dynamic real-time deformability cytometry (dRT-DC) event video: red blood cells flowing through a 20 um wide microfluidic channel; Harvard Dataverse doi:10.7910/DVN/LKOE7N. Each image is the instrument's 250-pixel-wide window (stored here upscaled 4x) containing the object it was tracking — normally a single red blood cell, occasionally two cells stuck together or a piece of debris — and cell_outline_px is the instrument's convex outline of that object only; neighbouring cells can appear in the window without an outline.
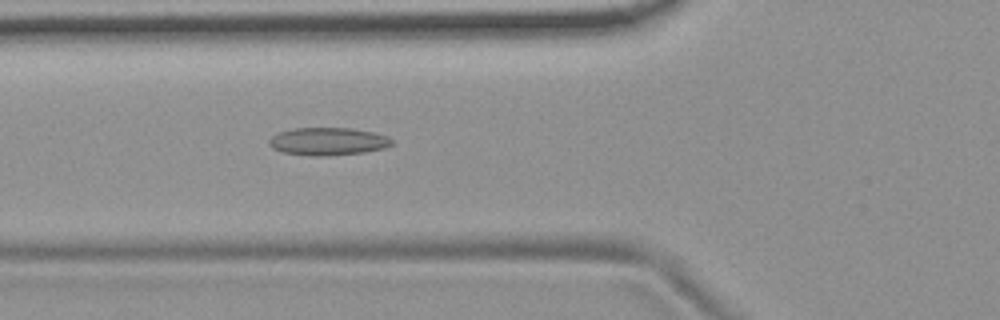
{"species": "common noctule bat (a hibernating species)", "species_latin": "Nyctalus noctula", "temperature_condition": "room temperature", "stored_images_in_passage": 48, "camera_frame_rate_fps": 3000, "um_per_image_px": 0.085, "animal": {"sex": "female", "body_mass_g": 19.9}, "frame": {"image": 1, "passage_image": 14, "time_ms": 4.333, "image_size_px": [1000, 320], "cell_outline_px": [[392, 144], [384, 148], [364, 152], [328, 156], [308, 156], [284, 152], [272, 148], [268, 144], [268, 140], [276, 132], [292, 128], [352, 128], [372, 132], [388, 136], [392, 140]], "centroid_in_image_um": [27.83, 12.02], "position_along_channel_um": 98.0, "area_um2": 20.0}}
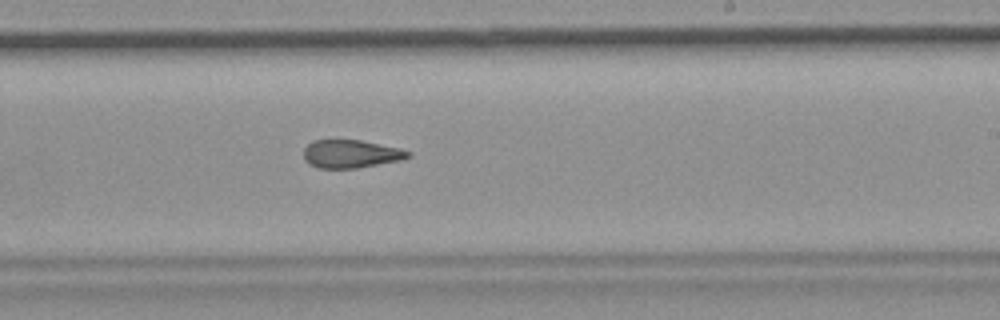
{"frame": {"image": 2, "passage_image": 27, "time_ms": 8.667, "image_size_px": [1000, 320], "cell_outline_px": [[412, 156], [400, 160], [356, 168], [316, 168], [308, 164], [304, 160], [304, 148], [312, 140], [360, 140], [400, 148], [412, 152]], "centroid_in_image_um": [29.81, 13.08], "position_along_channel_um": 259.2, "area_um2": 17.17}}
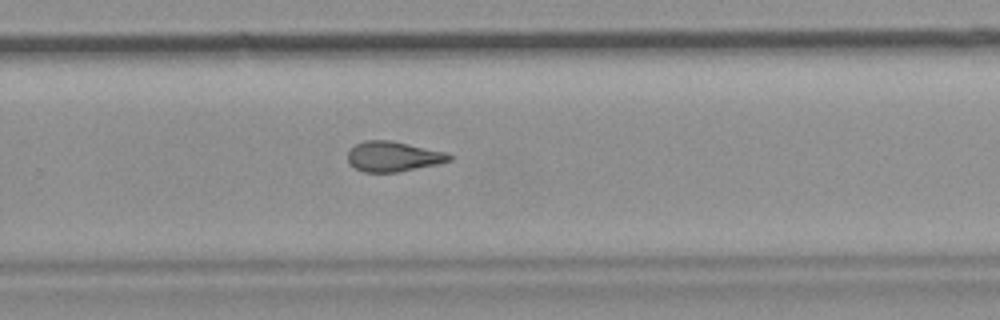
{"frame": {"image": 3, "passage_image": 30, "time_ms": 9.667, "image_size_px": [1000, 320], "cell_outline_px": [[452, 160], [436, 164], [396, 172], [364, 172], [348, 164], [348, 152], [356, 144], [364, 140], [392, 140], [448, 152], [452, 156]], "centroid_in_image_um": [33.43, 13.29], "position_along_channel_um": 296.4, "area_um2": 17.86}, "authors_computed_cell_mechanics": {"area_um2": 18.5249, "velocity_mm_per_s": 3.726, "shape_relaxation_time_tau1_ms": null, "shape_relaxation_time_tau2_ms": 2.6944, "deformation_change_tau1": null, "deformation_change_tau2": 0.1159}}